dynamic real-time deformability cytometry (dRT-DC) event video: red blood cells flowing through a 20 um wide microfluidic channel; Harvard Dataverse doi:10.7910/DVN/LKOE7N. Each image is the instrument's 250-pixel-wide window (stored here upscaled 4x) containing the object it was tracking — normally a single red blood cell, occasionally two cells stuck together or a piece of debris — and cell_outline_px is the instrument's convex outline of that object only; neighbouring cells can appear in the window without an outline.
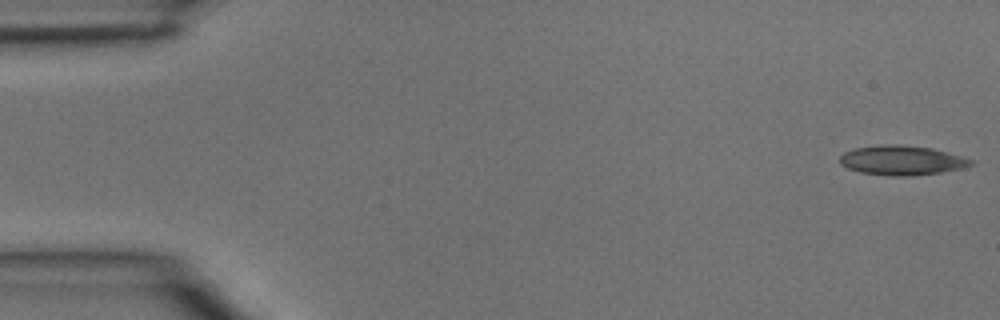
{"species": "common noctule bat (a hibernating species)", "species_latin": "Nyctalus noctula", "temperature_condition": "room temperature", "stored_images_in_passage": 4, "camera_frame_rate_fps": 3000, "um_per_image_px": 0.085, "animal": {"sex": "male", "body_mass_g": 15.6}, "frame": {"image": 1, "passage_image": 1, "time_ms": 0.0, "image_size_px": [1000, 320], "cell_outline_px": [[976, 164], [960, 168], [940, 172], [908, 176], [892, 176], [860, 172], [848, 168], [840, 164], [840, 156], [844, 152], [852, 148], [880, 144], [896, 144], [932, 148], [948, 152], [976, 160]], "centroid_in_image_um": [76.66, 13.61], "position_along_channel_um": 8.3, "area_um2": 22.72}}
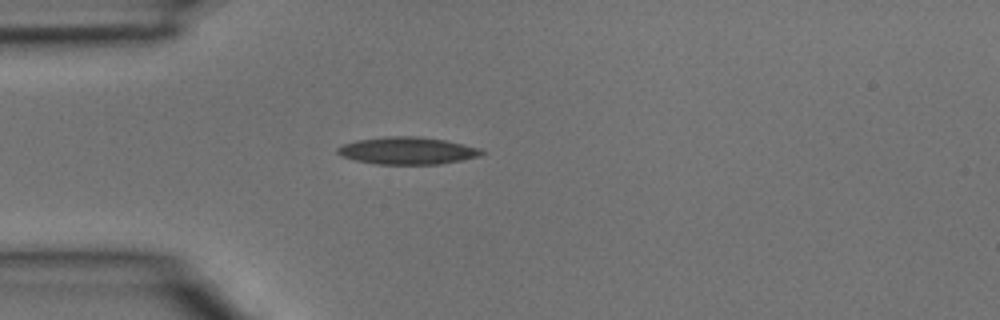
{"frame": {"image": 2, "passage_image": 4, "time_ms": 1.0, "image_size_px": [1000, 320], "cell_outline_px": [[484, 152], [480, 156], [440, 164], [376, 164], [356, 160], [344, 156], [336, 152], [336, 148], [344, 144], [356, 140], [384, 136], [420, 136], [444, 140], [480, 148]], "centroid_in_image_um": [34.62, 12.8], "position_along_channel_um": 50.4, "area_um2": 22.77}}